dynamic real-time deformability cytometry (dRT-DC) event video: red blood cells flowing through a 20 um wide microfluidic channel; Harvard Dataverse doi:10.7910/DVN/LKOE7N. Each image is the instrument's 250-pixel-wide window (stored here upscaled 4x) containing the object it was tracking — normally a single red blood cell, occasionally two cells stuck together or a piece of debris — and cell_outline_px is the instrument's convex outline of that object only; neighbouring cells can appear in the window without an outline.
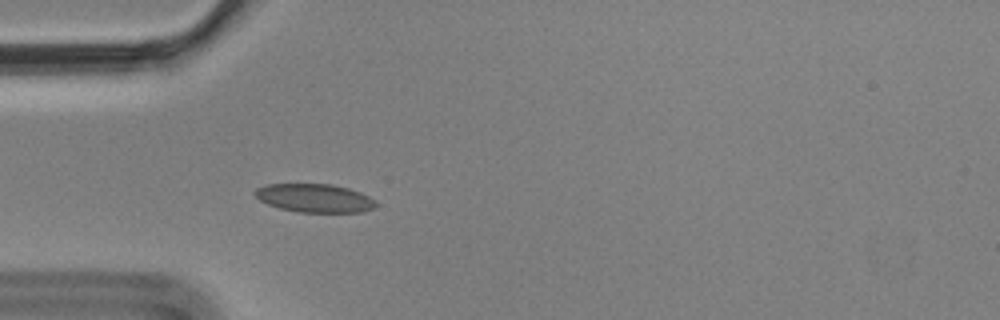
{"species": "Egyptian fruit bat (a non-hibernating species)", "species_latin": "Rousettus aegyptiacus", "temperature_condition": "cold", "stored_images_in_passage": 4, "camera_frame_rate_fps": 3000, "um_per_image_px": 0.085, "animal": {"sex": "male"}, "frame": {"image": 1, "passage_image": 4, "time_ms": 1.0, "image_size_px": [1000, 320], "cell_outline_px": [[376, 208], [360, 212], [296, 212], [280, 208], [268, 204], [260, 200], [252, 192], [256, 188], [268, 184], [332, 184], [348, 188], [360, 192], [376, 200]], "centroid_in_image_um": [26.75, 16.84], "position_along_channel_um": 58.3, "area_um2": 20.11}}